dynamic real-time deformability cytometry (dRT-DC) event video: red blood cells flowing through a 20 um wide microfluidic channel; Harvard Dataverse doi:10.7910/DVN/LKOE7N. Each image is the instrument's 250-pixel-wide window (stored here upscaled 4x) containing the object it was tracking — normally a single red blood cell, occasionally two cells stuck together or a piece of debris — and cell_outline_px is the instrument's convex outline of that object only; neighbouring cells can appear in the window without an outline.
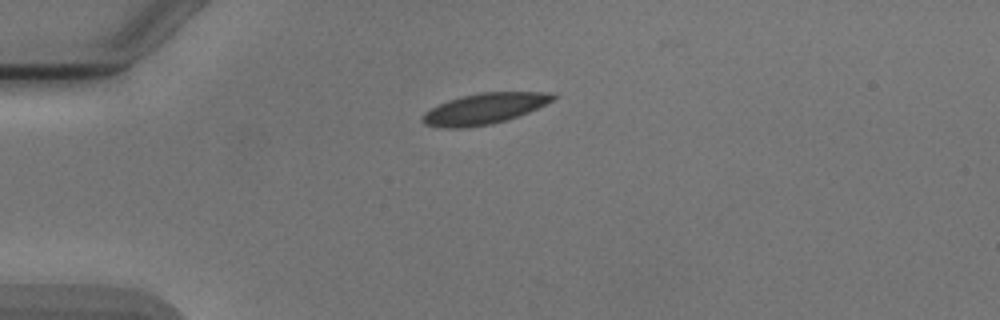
{"species": "Egyptian fruit bat (a non-hibernating species)", "species_latin": "Rousettus aegyptiacus", "temperature_condition": "cold", "stored_images_in_passage": 4, "camera_frame_rate_fps": 3000, "um_per_image_px": 0.085, "animal": {"sex": "male"}, "frame": {"image": 1, "passage_image": 1, "time_ms": 0.0, "image_size_px": [1000, 320], "cell_outline_px": [[560, 96], [528, 112], [508, 120], [492, 124], [468, 128], [440, 128], [424, 124], [420, 120], [420, 116], [424, 112], [448, 100], [460, 96], [480, 92], [552, 92]], "centroid_in_image_um": [41.14, 9.25], "position_along_channel_um": 43.9, "area_um2": 23.7}}
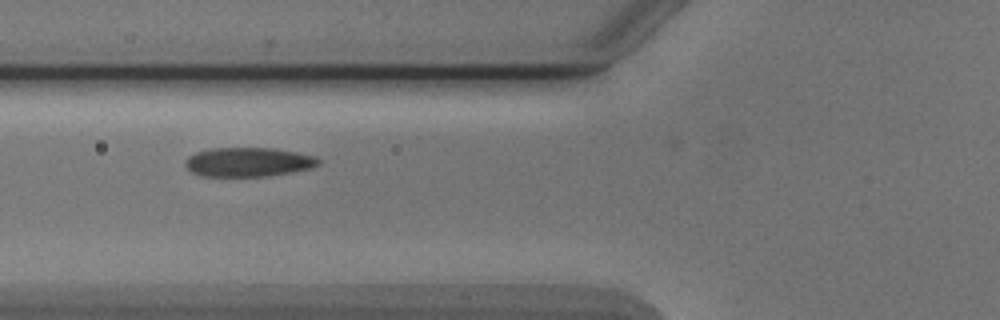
{"frame": {"image": 2, "passage_image": 3, "time_ms": 2.333, "image_size_px": [1000, 320], "cell_outline_px": [[320, 164], [312, 168], [292, 172], [268, 176], [200, 176], [192, 172], [184, 164], [184, 160], [188, 156], [196, 152], [212, 148], [272, 148], [296, 152], [316, 156], [320, 160]], "centroid_in_image_um": [21.11, 13.77], "position_along_channel_um": 104.7, "area_um2": 22.77}}
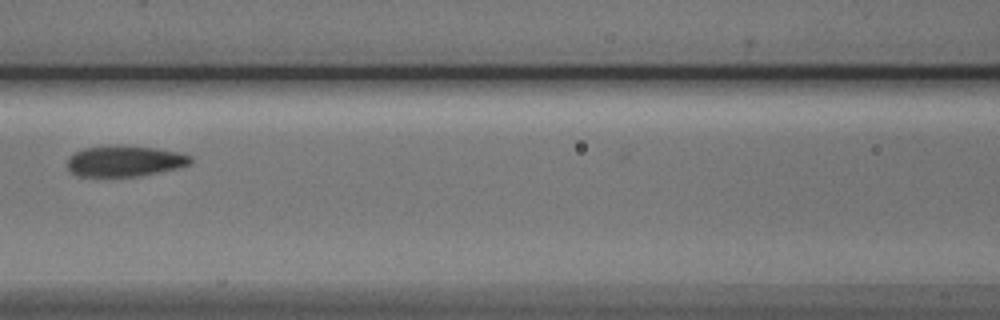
{"frame": {"image": 3, "passage_image": 4, "time_ms": 3.667, "image_size_px": [1000, 320], "cell_outline_px": [[192, 160], [188, 164], [176, 168], [136, 176], [76, 176], [68, 172], [68, 156], [84, 148], [112, 144], [120, 144], [156, 148], [184, 152], [192, 156]], "centroid_in_image_um": [10.57, 13.66], "position_along_channel_um": 156.0, "area_um2": 22.48}}